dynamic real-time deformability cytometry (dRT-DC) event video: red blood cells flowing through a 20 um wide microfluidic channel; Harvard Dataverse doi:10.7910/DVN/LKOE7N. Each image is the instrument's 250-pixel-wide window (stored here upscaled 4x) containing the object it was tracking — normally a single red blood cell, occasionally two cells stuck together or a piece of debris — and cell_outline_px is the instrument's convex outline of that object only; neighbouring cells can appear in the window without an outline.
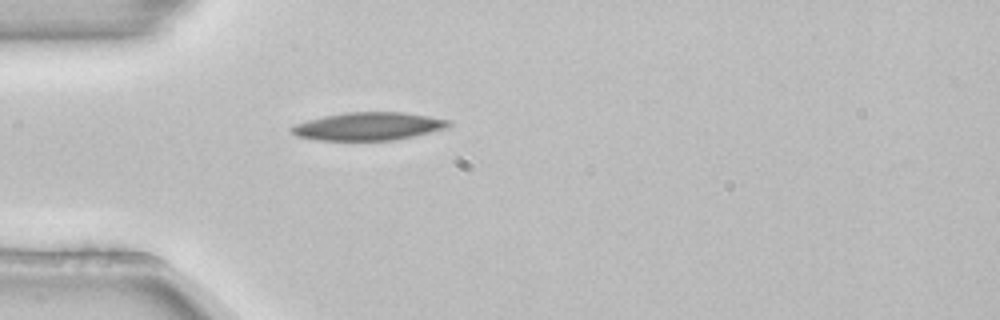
{"species": "common noctule bat (a hibernating species)", "species_latin": "Nyctalus noctula", "temperature_condition": "room temperature", "stored_images_in_passage": 1, "camera_frame_rate_fps": 3000, "um_per_image_px": 0.085, "animal": {"sex": "female", "body_mass_g": 22.7, "forearm_length_mm": 54.2}, "frame": {"image": 1, "passage_image": 1, "time_ms": 0.0, "image_size_px": [1000, 320], "cell_outline_px": [[452, 124], [444, 128], [412, 136], [392, 140], [316, 140], [296, 136], [288, 128], [296, 124], [308, 120], [324, 116], [344, 112], [404, 112], [452, 120]], "centroid_in_image_um": [31.28, 10.73], "position_along_channel_um": 53.7, "area_um2": 25.43}}